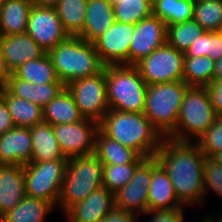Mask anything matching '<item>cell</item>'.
<instances>
[{"instance_id": "obj_15", "label": "cell", "mask_w": 222, "mask_h": 222, "mask_svg": "<svg viewBox=\"0 0 222 222\" xmlns=\"http://www.w3.org/2000/svg\"><path fill=\"white\" fill-rule=\"evenodd\" d=\"M129 49V65H135L167 42V26L153 14L134 26Z\"/></svg>"}, {"instance_id": "obj_3", "label": "cell", "mask_w": 222, "mask_h": 222, "mask_svg": "<svg viewBox=\"0 0 222 222\" xmlns=\"http://www.w3.org/2000/svg\"><path fill=\"white\" fill-rule=\"evenodd\" d=\"M47 53L65 86L74 80L96 75L105 67L94 44L79 36H69Z\"/></svg>"}, {"instance_id": "obj_45", "label": "cell", "mask_w": 222, "mask_h": 222, "mask_svg": "<svg viewBox=\"0 0 222 222\" xmlns=\"http://www.w3.org/2000/svg\"><path fill=\"white\" fill-rule=\"evenodd\" d=\"M10 73L6 69L3 59L0 55V90L6 87Z\"/></svg>"}, {"instance_id": "obj_27", "label": "cell", "mask_w": 222, "mask_h": 222, "mask_svg": "<svg viewBox=\"0 0 222 222\" xmlns=\"http://www.w3.org/2000/svg\"><path fill=\"white\" fill-rule=\"evenodd\" d=\"M0 95L6 102L15 126L31 128L44 121L41 106L13 95L6 87L0 90Z\"/></svg>"}, {"instance_id": "obj_25", "label": "cell", "mask_w": 222, "mask_h": 222, "mask_svg": "<svg viewBox=\"0 0 222 222\" xmlns=\"http://www.w3.org/2000/svg\"><path fill=\"white\" fill-rule=\"evenodd\" d=\"M30 133L32 140L31 162L68 159L61 152L51 124L45 121L40 122L30 128Z\"/></svg>"}, {"instance_id": "obj_14", "label": "cell", "mask_w": 222, "mask_h": 222, "mask_svg": "<svg viewBox=\"0 0 222 222\" xmlns=\"http://www.w3.org/2000/svg\"><path fill=\"white\" fill-rule=\"evenodd\" d=\"M134 26V24L115 21L105 33L93 42L100 60L105 66L129 65V49Z\"/></svg>"}, {"instance_id": "obj_38", "label": "cell", "mask_w": 222, "mask_h": 222, "mask_svg": "<svg viewBox=\"0 0 222 222\" xmlns=\"http://www.w3.org/2000/svg\"><path fill=\"white\" fill-rule=\"evenodd\" d=\"M203 188L205 195L210 190L222 197V166L208 157L204 159Z\"/></svg>"}, {"instance_id": "obj_6", "label": "cell", "mask_w": 222, "mask_h": 222, "mask_svg": "<svg viewBox=\"0 0 222 222\" xmlns=\"http://www.w3.org/2000/svg\"><path fill=\"white\" fill-rule=\"evenodd\" d=\"M103 164L93 153L69 158L58 209L65 213L74 204L83 201L93 191L103 186Z\"/></svg>"}, {"instance_id": "obj_2", "label": "cell", "mask_w": 222, "mask_h": 222, "mask_svg": "<svg viewBox=\"0 0 222 222\" xmlns=\"http://www.w3.org/2000/svg\"><path fill=\"white\" fill-rule=\"evenodd\" d=\"M99 129L107 137L132 148L145 158L155 157L164 139L144 113L109 108L99 122Z\"/></svg>"}, {"instance_id": "obj_50", "label": "cell", "mask_w": 222, "mask_h": 222, "mask_svg": "<svg viewBox=\"0 0 222 222\" xmlns=\"http://www.w3.org/2000/svg\"><path fill=\"white\" fill-rule=\"evenodd\" d=\"M158 1H160V0H150L152 6Z\"/></svg>"}, {"instance_id": "obj_32", "label": "cell", "mask_w": 222, "mask_h": 222, "mask_svg": "<svg viewBox=\"0 0 222 222\" xmlns=\"http://www.w3.org/2000/svg\"><path fill=\"white\" fill-rule=\"evenodd\" d=\"M215 62L209 57H185L183 81L188 86L205 87L213 80Z\"/></svg>"}, {"instance_id": "obj_46", "label": "cell", "mask_w": 222, "mask_h": 222, "mask_svg": "<svg viewBox=\"0 0 222 222\" xmlns=\"http://www.w3.org/2000/svg\"><path fill=\"white\" fill-rule=\"evenodd\" d=\"M222 78V57L215 61L213 79Z\"/></svg>"}, {"instance_id": "obj_42", "label": "cell", "mask_w": 222, "mask_h": 222, "mask_svg": "<svg viewBox=\"0 0 222 222\" xmlns=\"http://www.w3.org/2000/svg\"><path fill=\"white\" fill-rule=\"evenodd\" d=\"M100 222H138V219L132 212L115 206Z\"/></svg>"}, {"instance_id": "obj_29", "label": "cell", "mask_w": 222, "mask_h": 222, "mask_svg": "<svg viewBox=\"0 0 222 222\" xmlns=\"http://www.w3.org/2000/svg\"><path fill=\"white\" fill-rule=\"evenodd\" d=\"M13 74L33 84L62 83L47 52L39 59L22 64Z\"/></svg>"}, {"instance_id": "obj_43", "label": "cell", "mask_w": 222, "mask_h": 222, "mask_svg": "<svg viewBox=\"0 0 222 222\" xmlns=\"http://www.w3.org/2000/svg\"><path fill=\"white\" fill-rule=\"evenodd\" d=\"M209 58L217 61L222 57V34L209 31Z\"/></svg>"}, {"instance_id": "obj_31", "label": "cell", "mask_w": 222, "mask_h": 222, "mask_svg": "<svg viewBox=\"0 0 222 222\" xmlns=\"http://www.w3.org/2000/svg\"><path fill=\"white\" fill-rule=\"evenodd\" d=\"M195 0H160L153 5V15L166 26L193 19Z\"/></svg>"}, {"instance_id": "obj_22", "label": "cell", "mask_w": 222, "mask_h": 222, "mask_svg": "<svg viewBox=\"0 0 222 222\" xmlns=\"http://www.w3.org/2000/svg\"><path fill=\"white\" fill-rule=\"evenodd\" d=\"M66 86L63 83L33 84L9 75L6 88L15 96L26 99L44 108Z\"/></svg>"}, {"instance_id": "obj_28", "label": "cell", "mask_w": 222, "mask_h": 222, "mask_svg": "<svg viewBox=\"0 0 222 222\" xmlns=\"http://www.w3.org/2000/svg\"><path fill=\"white\" fill-rule=\"evenodd\" d=\"M53 209L52 203L26 195L0 222H44Z\"/></svg>"}, {"instance_id": "obj_23", "label": "cell", "mask_w": 222, "mask_h": 222, "mask_svg": "<svg viewBox=\"0 0 222 222\" xmlns=\"http://www.w3.org/2000/svg\"><path fill=\"white\" fill-rule=\"evenodd\" d=\"M31 0H0V36L26 33Z\"/></svg>"}, {"instance_id": "obj_24", "label": "cell", "mask_w": 222, "mask_h": 222, "mask_svg": "<svg viewBox=\"0 0 222 222\" xmlns=\"http://www.w3.org/2000/svg\"><path fill=\"white\" fill-rule=\"evenodd\" d=\"M94 154L103 165L141 163L145 159L132 148L123 146L116 140L107 137L100 129L95 136Z\"/></svg>"}, {"instance_id": "obj_44", "label": "cell", "mask_w": 222, "mask_h": 222, "mask_svg": "<svg viewBox=\"0 0 222 222\" xmlns=\"http://www.w3.org/2000/svg\"><path fill=\"white\" fill-rule=\"evenodd\" d=\"M14 126L15 125L13 124L6 102L0 95V135L12 129Z\"/></svg>"}, {"instance_id": "obj_33", "label": "cell", "mask_w": 222, "mask_h": 222, "mask_svg": "<svg viewBox=\"0 0 222 222\" xmlns=\"http://www.w3.org/2000/svg\"><path fill=\"white\" fill-rule=\"evenodd\" d=\"M204 31L193 19L170 25L167 27V43L178 51L185 52Z\"/></svg>"}, {"instance_id": "obj_34", "label": "cell", "mask_w": 222, "mask_h": 222, "mask_svg": "<svg viewBox=\"0 0 222 222\" xmlns=\"http://www.w3.org/2000/svg\"><path fill=\"white\" fill-rule=\"evenodd\" d=\"M115 21L126 24H137L153 14L150 0H118L113 6Z\"/></svg>"}, {"instance_id": "obj_11", "label": "cell", "mask_w": 222, "mask_h": 222, "mask_svg": "<svg viewBox=\"0 0 222 222\" xmlns=\"http://www.w3.org/2000/svg\"><path fill=\"white\" fill-rule=\"evenodd\" d=\"M52 129L64 157L69 159L94 153L99 129L97 121L84 118L76 123L52 125Z\"/></svg>"}, {"instance_id": "obj_4", "label": "cell", "mask_w": 222, "mask_h": 222, "mask_svg": "<svg viewBox=\"0 0 222 222\" xmlns=\"http://www.w3.org/2000/svg\"><path fill=\"white\" fill-rule=\"evenodd\" d=\"M217 117L206 87L189 86L182 99L176 127L166 138L196 142Z\"/></svg>"}, {"instance_id": "obj_7", "label": "cell", "mask_w": 222, "mask_h": 222, "mask_svg": "<svg viewBox=\"0 0 222 222\" xmlns=\"http://www.w3.org/2000/svg\"><path fill=\"white\" fill-rule=\"evenodd\" d=\"M188 87L184 81L147 87L144 115L164 138L176 127L182 99Z\"/></svg>"}, {"instance_id": "obj_16", "label": "cell", "mask_w": 222, "mask_h": 222, "mask_svg": "<svg viewBox=\"0 0 222 222\" xmlns=\"http://www.w3.org/2000/svg\"><path fill=\"white\" fill-rule=\"evenodd\" d=\"M45 53L27 33L0 36V55L10 74L27 61L39 59Z\"/></svg>"}, {"instance_id": "obj_49", "label": "cell", "mask_w": 222, "mask_h": 222, "mask_svg": "<svg viewBox=\"0 0 222 222\" xmlns=\"http://www.w3.org/2000/svg\"><path fill=\"white\" fill-rule=\"evenodd\" d=\"M108 1L112 4V6H115L118 4V0H108Z\"/></svg>"}, {"instance_id": "obj_35", "label": "cell", "mask_w": 222, "mask_h": 222, "mask_svg": "<svg viewBox=\"0 0 222 222\" xmlns=\"http://www.w3.org/2000/svg\"><path fill=\"white\" fill-rule=\"evenodd\" d=\"M193 20L205 31L218 32L222 26V0L195 1Z\"/></svg>"}, {"instance_id": "obj_13", "label": "cell", "mask_w": 222, "mask_h": 222, "mask_svg": "<svg viewBox=\"0 0 222 222\" xmlns=\"http://www.w3.org/2000/svg\"><path fill=\"white\" fill-rule=\"evenodd\" d=\"M152 179V157L145 158L135 169L133 177L117 193L115 206L137 217L148 210V189Z\"/></svg>"}, {"instance_id": "obj_37", "label": "cell", "mask_w": 222, "mask_h": 222, "mask_svg": "<svg viewBox=\"0 0 222 222\" xmlns=\"http://www.w3.org/2000/svg\"><path fill=\"white\" fill-rule=\"evenodd\" d=\"M201 152L208 158L222 152V116L196 141Z\"/></svg>"}, {"instance_id": "obj_17", "label": "cell", "mask_w": 222, "mask_h": 222, "mask_svg": "<svg viewBox=\"0 0 222 222\" xmlns=\"http://www.w3.org/2000/svg\"><path fill=\"white\" fill-rule=\"evenodd\" d=\"M114 207L115 194L102 186L71 206L64 215L67 222H100Z\"/></svg>"}, {"instance_id": "obj_9", "label": "cell", "mask_w": 222, "mask_h": 222, "mask_svg": "<svg viewBox=\"0 0 222 222\" xmlns=\"http://www.w3.org/2000/svg\"><path fill=\"white\" fill-rule=\"evenodd\" d=\"M184 52L167 42L135 64L147 85L183 81Z\"/></svg>"}, {"instance_id": "obj_10", "label": "cell", "mask_w": 222, "mask_h": 222, "mask_svg": "<svg viewBox=\"0 0 222 222\" xmlns=\"http://www.w3.org/2000/svg\"><path fill=\"white\" fill-rule=\"evenodd\" d=\"M84 118L98 123L109 110L107 99L106 66L93 76L74 80L66 85Z\"/></svg>"}, {"instance_id": "obj_30", "label": "cell", "mask_w": 222, "mask_h": 222, "mask_svg": "<svg viewBox=\"0 0 222 222\" xmlns=\"http://www.w3.org/2000/svg\"><path fill=\"white\" fill-rule=\"evenodd\" d=\"M88 0H59L54 6L69 36H78L85 24Z\"/></svg>"}, {"instance_id": "obj_48", "label": "cell", "mask_w": 222, "mask_h": 222, "mask_svg": "<svg viewBox=\"0 0 222 222\" xmlns=\"http://www.w3.org/2000/svg\"><path fill=\"white\" fill-rule=\"evenodd\" d=\"M212 159H213L216 163H218L219 165L222 166V152H219V153L215 154V155L212 157Z\"/></svg>"}, {"instance_id": "obj_19", "label": "cell", "mask_w": 222, "mask_h": 222, "mask_svg": "<svg viewBox=\"0 0 222 222\" xmlns=\"http://www.w3.org/2000/svg\"><path fill=\"white\" fill-rule=\"evenodd\" d=\"M171 179L165 169L152 157V179L148 189V210H173L183 208Z\"/></svg>"}, {"instance_id": "obj_41", "label": "cell", "mask_w": 222, "mask_h": 222, "mask_svg": "<svg viewBox=\"0 0 222 222\" xmlns=\"http://www.w3.org/2000/svg\"><path fill=\"white\" fill-rule=\"evenodd\" d=\"M205 87L210 97L213 109L218 116H222V78L213 79Z\"/></svg>"}, {"instance_id": "obj_36", "label": "cell", "mask_w": 222, "mask_h": 222, "mask_svg": "<svg viewBox=\"0 0 222 222\" xmlns=\"http://www.w3.org/2000/svg\"><path fill=\"white\" fill-rule=\"evenodd\" d=\"M139 164L103 165V186L111 193H117L133 177L134 171Z\"/></svg>"}, {"instance_id": "obj_26", "label": "cell", "mask_w": 222, "mask_h": 222, "mask_svg": "<svg viewBox=\"0 0 222 222\" xmlns=\"http://www.w3.org/2000/svg\"><path fill=\"white\" fill-rule=\"evenodd\" d=\"M43 119L51 125L76 123L84 119L72 94L65 87L43 108Z\"/></svg>"}, {"instance_id": "obj_12", "label": "cell", "mask_w": 222, "mask_h": 222, "mask_svg": "<svg viewBox=\"0 0 222 222\" xmlns=\"http://www.w3.org/2000/svg\"><path fill=\"white\" fill-rule=\"evenodd\" d=\"M26 33L46 52L69 37L55 7L33 5Z\"/></svg>"}, {"instance_id": "obj_8", "label": "cell", "mask_w": 222, "mask_h": 222, "mask_svg": "<svg viewBox=\"0 0 222 222\" xmlns=\"http://www.w3.org/2000/svg\"><path fill=\"white\" fill-rule=\"evenodd\" d=\"M68 160L30 162L24 165L26 195L44 199L52 203L56 208Z\"/></svg>"}, {"instance_id": "obj_1", "label": "cell", "mask_w": 222, "mask_h": 222, "mask_svg": "<svg viewBox=\"0 0 222 222\" xmlns=\"http://www.w3.org/2000/svg\"><path fill=\"white\" fill-rule=\"evenodd\" d=\"M155 157L168 173L178 200L184 206L201 203L203 205V171L206 156L201 152L199 145L196 142L164 138Z\"/></svg>"}, {"instance_id": "obj_5", "label": "cell", "mask_w": 222, "mask_h": 222, "mask_svg": "<svg viewBox=\"0 0 222 222\" xmlns=\"http://www.w3.org/2000/svg\"><path fill=\"white\" fill-rule=\"evenodd\" d=\"M106 82L109 108L144 113L148 85L135 65L106 66Z\"/></svg>"}, {"instance_id": "obj_18", "label": "cell", "mask_w": 222, "mask_h": 222, "mask_svg": "<svg viewBox=\"0 0 222 222\" xmlns=\"http://www.w3.org/2000/svg\"><path fill=\"white\" fill-rule=\"evenodd\" d=\"M30 128L14 126L0 135V164L27 165L31 162Z\"/></svg>"}, {"instance_id": "obj_39", "label": "cell", "mask_w": 222, "mask_h": 222, "mask_svg": "<svg viewBox=\"0 0 222 222\" xmlns=\"http://www.w3.org/2000/svg\"><path fill=\"white\" fill-rule=\"evenodd\" d=\"M184 208L173 210H147L144 214L152 215L149 222H185L184 221Z\"/></svg>"}, {"instance_id": "obj_40", "label": "cell", "mask_w": 222, "mask_h": 222, "mask_svg": "<svg viewBox=\"0 0 222 222\" xmlns=\"http://www.w3.org/2000/svg\"><path fill=\"white\" fill-rule=\"evenodd\" d=\"M184 52L185 57H209V31H204Z\"/></svg>"}, {"instance_id": "obj_47", "label": "cell", "mask_w": 222, "mask_h": 222, "mask_svg": "<svg viewBox=\"0 0 222 222\" xmlns=\"http://www.w3.org/2000/svg\"><path fill=\"white\" fill-rule=\"evenodd\" d=\"M33 5L54 7L59 0H31Z\"/></svg>"}, {"instance_id": "obj_21", "label": "cell", "mask_w": 222, "mask_h": 222, "mask_svg": "<svg viewBox=\"0 0 222 222\" xmlns=\"http://www.w3.org/2000/svg\"><path fill=\"white\" fill-rule=\"evenodd\" d=\"M114 22V8L108 0H88L84 28L78 36L93 43Z\"/></svg>"}, {"instance_id": "obj_20", "label": "cell", "mask_w": 222, "mask_h": 222, "mask_svg": "<svg viewBox=\"0 0 222 222\" xmlns=\"http://www.w3.org/2000/svg\"><path fill=\"white\" fill-rule=\"evenodd\" d=\"M25 196L23 165L0 164V217L11 211Z\"/></svg>"}]
</instances>
